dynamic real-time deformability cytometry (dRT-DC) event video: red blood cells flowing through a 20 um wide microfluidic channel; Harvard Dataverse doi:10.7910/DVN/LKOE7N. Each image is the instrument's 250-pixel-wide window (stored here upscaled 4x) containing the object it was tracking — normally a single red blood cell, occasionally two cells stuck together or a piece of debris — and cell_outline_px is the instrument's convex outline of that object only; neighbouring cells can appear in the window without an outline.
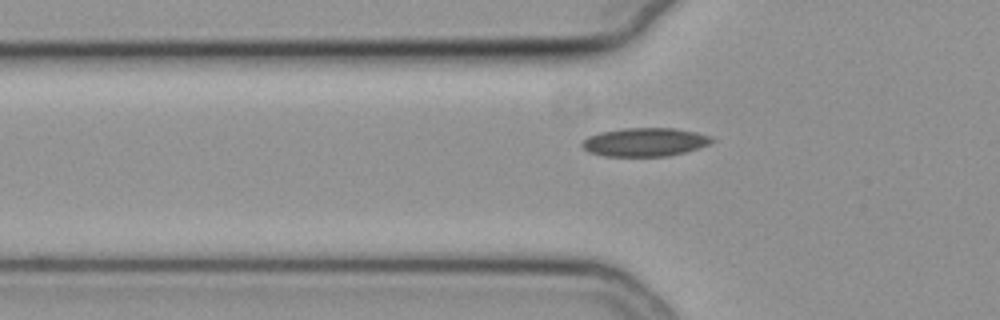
{"species": "common noctule bat (a hibernating species)", "species_latin": "Nyctalus noctula", "temperature_condition": "cold", "stored_images_in_passage": 41, "camera_frame_rate_fps": 3000, "um_per_image_px": 0.085, "animal": {"sex": "female", "body_mass_g": 19.3, "forearm_length_mm": 54.1}, "frame": {"image": 1, "passage_image": 5, "time_ms": 1.333, "image_size_px": [1000, 320], "cell_outline_px": [[716, 140], [708, 144], [684, 152], [668, 156], [604, 156], [588, 152], [580, 144], [588, 136], [600, 132], [624, 128], [676, 128], [696, 132], [712, 136]], "centroid_in_image_um": [54.81, 12.07], "position_along_channel_um": 71.0, "area_um2": 21.56}}
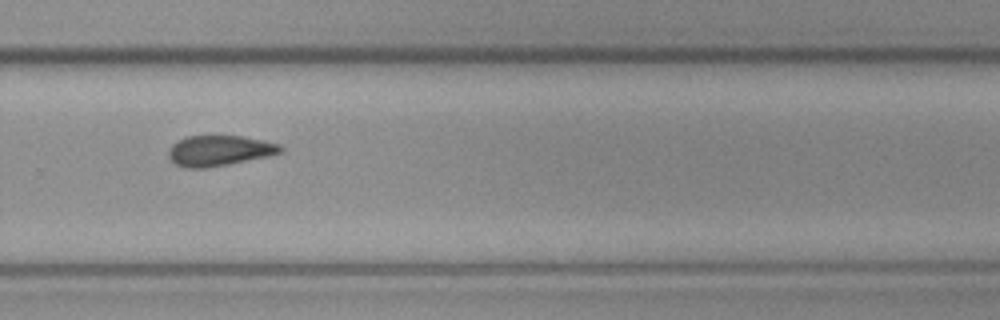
{"frame": {"image": 2, "passage_image": 24, "time_ms": 7.667, "image_size_px": [1000, 320], "cell_outline_px": [[284, 148], [280, 152], [268, 156], [228, 164], [204, 168], [184, 168], [176, 164], [168, 156], [168, 148], [176, 140], [188, 136], [244, 136], [280, 144]], "centroid_in_image_um": [18.61, 12.8], "position_along_channel_um": 311.2, "area_um2": 19.88}}
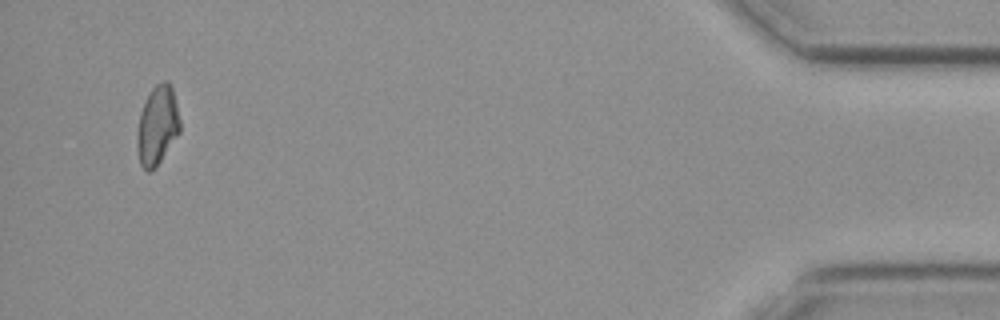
{"frame": {"image": 3, "passage_image": 39, "time_ms": 12.667, "image_size_px": [1000, 320], "cell_outline_px": [[180, 132], [156, 168], [148, 172], [140, 164], [136, 144], [136, 136], [140, 112], [152, 88], [156, 84], [164, 80], [168, 80], [172, 88], [180, 120]], "centroid_in_image_um": [13.37, 10.69], "position_along_channel_um": 421.8, "area_um2": 19.77}, "authors_computed_cell_mechanics": {"area_um2": 20.1144, "velocity_mm_per_s": 3.7967, "shape_relaxation_time_tau1_ms": 5.8144, "shape_relaxation_time_tau2_ms": null, "deformation_change_tau1": 0.0957, "deformation_change_tau2": null}}